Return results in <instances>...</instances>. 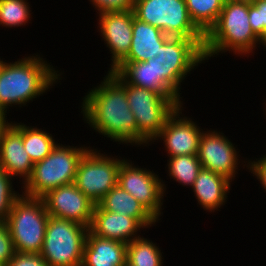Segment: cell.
<instances>
[{"label": "cell", "mask_w": 266, "mask_h": 266, "mask_svg": "<svg viewBox=\"0 0 266 266\" xmlns=\"http://www.w3.org/2000/svg\"><path fill=\"white\" fill-rule=\"evenodd\" d=\"M101 84L90 89L81 103V113L90 128L119 144L148 143L138 132L126 95V88L108 72Z\"/></svg>", "instance_id": "6da1fadb"}, {"label": "cell", "mask_w": 266, "mask_h": 266, "mask_svg": "<svg viewBox=\"0 0 266 266\" xmlns=\"http://www.w3.org/2000/svg\"><path fill=\"white\" fill-rule=\"evenodd\" d=\"M34 55L6 62L0 73V114L5 119L9 107L26 106L62 79L51 63Z\"/></svg>", "instance_id": "7a4b0ae2"}, {"label": "cell", "mask_w": 266, "mask_h": 266, "mask_svg": "<svg viewBox=\"0 0 266 266\" xmlns=\"http://www.w3.org/2000/svg\"><path fill=\"white\" fill-rule=\"evenodd\" d=\"M259 42L249 22L248 2L225 0L216 23L205 34L204 58L206 61L227 51L249 56L255 47H261Z\"/></svg>", "instance_id": "3957f363"}, {"label": "cell", "mask_w": 266, "mask_h": 266, "mask_svg": "<svg viewBox=\"0 0 266 266\" xmlns=\"http://www.w3.org/2000/svg\"><path fill=\"white\" fill-rule=\"evenodd\" d=\"M90 147L57 143L52 152L33 165L31 176L22 185V194L41 198L50 190L74 183L78 163Z\"/></svg>", "instance_id": "277c9868"}, {"label": "cell", "mask_w": 266, "mask_h": 266, "mask_svg": "<svg viewBox=\"0 0 266 266\" xmlns=\"http://www.w3.org/2000/svg\"><path fill=\"white\" fill-rule=\"evenodd\" d=\"M204 39L169 37L155 57L156 79L162 81L179 97L181 82L201 63H205Z\"/></svg>", "instance_id": "5b68a950"}, {"label": "cell", "mask_w": 266, "mask_h": 266, "mask_svg": "<svg viewBox=\"0 0 266 266\" xmlns=\"http://www.w3.org/2000/svg\"><path fill=\"white\" fill-rule=\"evenodd\" d=\"M49 216L41 198H31L22 194L14 202L5 222L15 252H41Z\"/></svg>", "instance_id": "8992f818"}, {"label": "cell", "mask_w": 266, "mask_h": 266, "mask_svg": "<svg viewBox=\"0 0 266 266\" xmlns=\"http://www.w3.org/2000/svg\"><path fill=\"white\" fill-rule=\"evenodd\" d=\"M89 227L49 216L39 253L50 266H81Z\"/></svg>", "instance_id": "52a82bcc"}, {"label": "cell", "mask_w": 266, "mask_h": 266, "mask_svg": "<svg viewBox=\"0 0 266 266\" xmlns=\"http://www.w3.org/2000/svg\"><path fill=\"white\" fill-rule=\"evenodd\" d=\"M110 73L126 88L128 104L135 116L137 132L151 143L178 106L160 92L128 84L118 73L113 71Z\"/></svg>", "instance_id": "ba28073f"}, {"label": "cell", "mask_w": 266, "mask_h": 266, "mask_svg": "<svg viewBox=\"0 0 266 266\" xmlns=\"http://www.w3.org/2000/svg\"><path fill=\"white\" fill-rule=\"evenodd\" d=\"M133 11L137 19L168 36L205 39V34L191 20L185 0H135Z\"/></svg>", "instance_id": "9c48e42d"}, {"label": "cell", "mask_w": 266, "mask_h": 266, "mask_svg": "<svg viewBox=\"0 0 266 266\" xmlns=\"http://www.w3.org/2000/svg\"><path fill=\"white\" fill-rule=\"evenodd\" d=\"M104 154L90 147L78 163L74 180L77 188L95 204L117 185L118 170L125 159Z\"/></svg>", "instance_id": "30bf717a"}, {"label": "cell", "mask_w": 266, "mask_h": 266, "mask_svg": "<svg viewBox=\"0 0 266 266\" xmlns=\"http://www.w3.org/2000/svg\"><path fill=\"white\" fill-rule=\"evenodd\" d=\"M117 184L139 201L158 221L166 196V185L154 171L135 166L124 159L118 170Z\"/></svg>", "instance_id": "8fae6325"}, {"label": "cell", "mask_w": 266, "mask_h": 266, "mask_svg": "<svg viewBox=\"0 0 266 266\" xmlns=\"http://www.w3.org/2000/svg\"><path fill=\"white\" fill-rule=\"evenodd\" d=\"M224 133L216 130L203 131L197 157L202 168L221 174L233 181L240 164L239 151Z\"/></svg>", "instance_id": "7c38bea8"}, {"label": "cell", "mask_w": 266, "mask_h": 266, "mask_svg": "<svg viewBox=\"0 0 266 266\" xmlns=\"http://www.w3.org/2000/svg\"><path fill=\"white\" fill-rule=\"evenodd\" d=\"M41 199L50 216L90 227L96 204L84 195L74 183L50 190Z\"/></svg>", "instance_id": "4fadbf2b"}, {"label": "cell", "mask_w": 266, "mask_h": 266, "mask_svg": "<svg viewBox=\"0 0 266 266\" xmlns=\"http://www.w3.org/2000/svg\"><path fill=\"white\" fill-rule=\"evenodd\" d=\"M181 105L167 118L160 133L151 142L163 140L168 157L197 155L203 129L191 118L182 115ZM182 116V117H181Z\"/></svg>", "instance_id": "5bb4252c"}, {"label": "cell", "mask_w": 266, "mask_h": 266, "mask_svg": "<svg viewBox=\"0 0 266 266\" xmlns=\"http://www.w3.org/2000/svg\"><path fill=\"white\" fill-rule=\"evenodd\" d=\"M98 32L111 54L112 71L127 55L132 43L134 11H114L98 14Z\"/></svg>", "instance_id": "9a60e30c"}, {"label": "cell", "mask_w": 266, "mask_h": 266, "mask_svg": "<svg viewBox=\"0 0 266 266\" xmlns=\"http://www.w3.org/2000/svg\"><path fill=\"white\" fill-rule=\"evenodd\" d=\"M6 120L0 127V168L24 184L31 176L33 162L23 147L21 133Z\"/></svg>", "instance_id": "2e32d148"}, {"label": "cell", "mask_w": 266, "mask_h": 266, "mask_svg": "<svg viewBox=\"0 0 266 266\" xmlns=\"http://www.w3.org/2000/svg\"><path fill=\"white\" fill-rule=\"evenodd\" d=\"M142 228L135 218L108 212L95 205L89 231L95 236L127 244L141 236L138 232Z\"/></svg>", "instance_id": "e0dca14e"}, {"label": "cell", "mask_w": 266, "mask_h": 266, "mask_svg": "<svg viewBox=\"0 0 266 266\" xmlns=\"http://www.w3.org/2000/svg\"><path fill=\"white\" fill-rule=\"evenodd\" d=\"M112 71L118 73L128 84L160 92L178 107L183 105L182 98H179L162 79H156L155 58L145 62H120Z\"/></svg>", "instance_id": "ac0fdd59"}, {"label": "cell", "mask_w": 266, "mask_h": 266, "mask_svg": "<svg viewBox=\"0 0 266 266\" xmlns=\"http://www.w3.org/2000/svg\"><path fill=\"white\" fill-rule=\"evenodd\" d=\"M231 180L227 177L202 168L191 187L197 204L207 212H215L222 207L228 199L231 189Z\"/></svg>", "instance_id": "d6986e66"}, {"label": "cell", "mask_w": 266, "mask_h": 266, "mask_svg": "<svg viewBox=\"0 0 266 266\" xmlns=\"http://www.w3.org/2000/svg\"><path fill=\"white\" fill-rule=\"evenodd\" d=\"M169 37L162 30L134 17L131 47L121 62H145L155 58Z\"/></svg>", "instance_id": "ffe728a7"}, {"label": "cell", "mask_w": 266, "mask_h": 266, "mask_svg": "<svg viewBox=\"0 0 266 266\" xmlns=\"http://www.w3.org/2000/svg\"><path fill=\"white\" fill-rule=\"evenodd\" d=\"M127 244L87 233L81 266H123Z\"/></svg>", "instance_id": "44dd1931"}, {"label": "cell", "mask_w": 266, "mask_h": 266, "mask_svg": "<svg viewBox=\"0 0 266 266\" xmlns=\"http://www.w3.org/2000/svg\"><path fill=\"white\" fill-rule=\"evenodd\" d=\"M100 209L135 218L144 228L156 226L158 220L131 194L118 184L97 204Z\"/></svg>", "instance_id": "7402d4cb"}, {"label": "cell", "mask_w": 266, "mask_h": 266, "mask_svg": "<svg viewBox=\"0 0 266 266\" xmlns=\"http://www.w3.org/2000/svg\"><path fill=\"white\" fill-rule=\"evenodd\" d=\"M22 135L23 147L30 156L33 164L42 161L57 145L54 136L41 128L25 125L24 123L10 122Z\"/></svg>", "instance_id": "603a6c76"}, {"label": "cell", "mask_w": 266, "mask_h": 266, "mask_svg": "<svg viewBox=\"0 0 266 266\" xmlns=\"http://www.w3.org/2000/svg\"><path fill=\"white\" fill-rule=\"evenodd\" d=\"M153 241L138 237L127 243L126 261L132 266H162L163 256Z\"/></svg>", "instance_id": "cb8c5ba5"}, {"label": "cell", "mask_w": 266, "mask_h": 266, "mask_svg": "<svg viewBox=\"0 0 266 266\" xmlns=\"http://www.w3.org/2000/svg\"><path fill=\"white\" fill-rule=\"evenodd\" d=\"M225 0H185L194 24L206 34L216 23Z\"/></svg>", "instance_id": "d4e9b609"}, {"label": "cell", "mask_w": 266, "mask_h": 266, "mask_svg": "<svg viewBox=\"0 0 266 266\" xmlns=\"http://www.w3.org/2000/svg\"><path fill=\"white\" fill-rule=\"evenodd\" d=\"M167 162L168 176L183 186L192 187L202 169L197 155L169 157Z\"/></svg>", "instance_id": "484cf974"}, {"label": "cell", "mask_w": 266, "mask_h": 266, "mask_svg": "<svg viewBox=\"0 0 266 266\" xmlns=\"http://www.w3.org/2000/svg\"><path fill=\"white\" fill-rule=\"evenodd\" d=\"M26 0H0V25L8 28L26 25L32 18Z\"/></svg>", "instance_id": "4316f807"}, {"label": "cell", "mask_w": 266, "mask_h": 266, "mask_svg": "<svg viewBox=\"0 0 266 266\" xmlns=\"http://www.w3.org/2000/svg\"><path fill=\"white\" fill-rule=\"evenodd\" d=\"M12 179L14 178L0 168V221L3 222L8 219L14 202L22 195L14 190Z\"/></svg>", "instance_id": "83f0119b"}, {"label": "cell", "mask_w": 266, "mask_h": 266, "mask_svg": "<svg viewBox=\"0 0 266 266\" xmlns=\"http://www.w3.org/2000/svg\"><path fill=\"white\" fill-rule=\"evenodd\" d=\"M248 14L252 30L261 38L266 31V0L248 2Z\"/></svg>", "instance_id": "f1b7e54d"}, {"label": "cell", "mask_w": 266, "mask_h": 266, "mask_svg": "<svg viewBox=\"0 0 266 266\" xmlns=\"http://www.w3.org/2000/svg\"><path fill=\"white\" fill-rule=\"evenodd\" d=\"M97 14L114 11H130L134 9L135 0H89Z\"/></svg>", "instance_id": "f546056e"}, {"label": "cell", "mask_w": 266, "mask_h": 266, "mask_svg": "<svg viewBox=\"0 0 266 266\" xmlns=\"http://www.w3.org/2000/svg\"><path fill=\"white\" fill-rule=\"evenodd\" d=\"M15 253L6 222L0 221V265H6Z\"/></svg>", "instance_id": "4dcf8cb0"}, {"label": "cell", "mask_w": 266, "mask_h": 266, "mask_svg": "<svg viewBox=\"0 0 266 266\" xmlns=\"http://www.w3.org/2000/svg\"><path fill=\"white\" fill-rule=\"evenodd\" d=\"M6 266H50L39 253L15 252Z\"/></svg>", "instance_id": "1f68e13d"}, {"label": "cell", "mask_w": 266, "mask_h": 266, "mask_svg": "<svg viewBox=\"0 0 266 266\" xmlns=\"http://www.w3.org/2000/svg\"><path fill=\"white\" fill-rule=\"evenodd\" d=\"M245 162H247V165L244 164L243 166H246L249 172L252 173V176H255L257 180L260 181L262 188L265 190L264 192H266V154L259 159L244 161V163Z\"/></svg>", "instance_id": "d6a6232c"}, {"label": "cell", "mask_w": 266, "mask_h": 266, "mask_svg": "<svg viewBox=\"0 0 266 266\" xmlns=\"http://www.w3.org/2000/svg\"><path fill=\"white\" fill-rule=\"evenodd\" d=\"M259 45H262L264 47V49H266V31L265 33L262 35V37L260 38V42Z\"/></svg>", "instance_id": "836d02e7"}, {"label": "cell", "mask_w": 266, "mask_h": 266, "mask_svg": "<svg viewBox=\"0 0 266 266\" xmlns=\"http://www.w3.org/2000/svg\"><path fill=\"white\" fill-rule=\"evenodd\" d=\"M6 122V119L0 114V127Z\"/></svg>", "instance_id": "e575fe53"}, {"label": "cell", "mask_w": 266, "mask_h": 266, "mask_svg": "<svg viewBox=\"0 0 266 266\" xmlns=\"http://www.w3.org/2000/svg\"><path fill=\"white\" fill-rule=\"evenodd\" d=\"M5 61H3L1 58H0V73H1V71H2V69H3V67H4V65H5Z\"/></svg>", "instance_id": "d590c367"}, {"label": "cell", "mask_w": 266, "mask_h": 266, "mask_svg": "<svg viewBox=\"0 0 266 266\" xmlns=\"http://www.w3.org/2000/svg\"><path fill=\"white\" fill-rule=\"evenodd\" d=\"M230 1H246V2H252L253 0H230Z\"/></svg>", "instance_id": "8d00e7d4"}, {"label": "cell", "mask_w": 266, "mask_h": 266, "mask_svg": "<svg viewBox=\"0 0 266 266\" xmlns=\"http://www.w3.org/2000/svg\"><path fill=\"white\" fill-rule=\"evenodd\" d=\"M123 266H132L131 264H129L127 261L125 262V264Z\"/></svg>", "instance_id": "74e56055"}]
</instances>
